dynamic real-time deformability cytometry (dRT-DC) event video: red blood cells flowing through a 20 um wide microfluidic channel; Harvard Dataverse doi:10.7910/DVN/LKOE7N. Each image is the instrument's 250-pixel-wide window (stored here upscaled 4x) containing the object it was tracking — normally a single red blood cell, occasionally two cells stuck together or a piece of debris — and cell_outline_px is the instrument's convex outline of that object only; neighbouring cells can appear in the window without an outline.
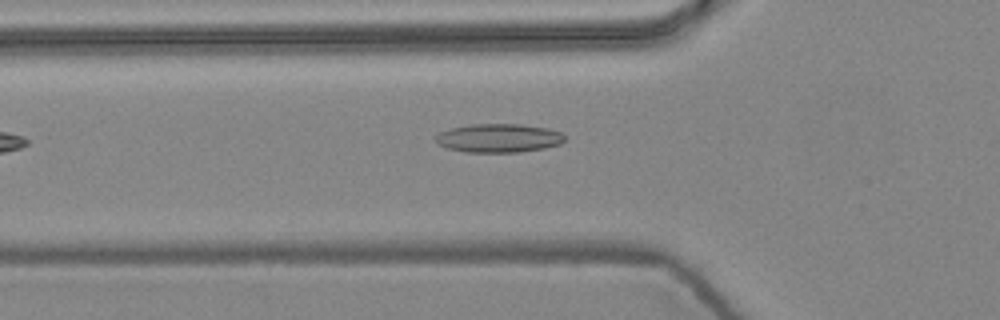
{"species": "common noctule bat (a hibernating species)", "species_latin": "Nyctalus noctula", "temperature_condition": "warm", "stored_images_in_passage": 6, "camera_frame_rate_fps": 3000, "um_per_image_px": 0.085, "animal": {"sex": "female", "body_mass_g": 24.6, "forearm_length_mm": 56.2}, "frame": {"image": 1, "passage_image": 6, "time_ms": 1.667, "image_size_px": [1000, 320], "cell_outline_px": [[564, 140], [560, 144], [544, 148], [520, 152], [464, 152], [448, 148], [436, 144], [436, 136], [440, 132], [452, 128], [468, 124], [520, 124], [548, 128], [560, 132], [564, 136]], "centroid_in_image_um": [42.38, 11.74], "position_along_channel_um": 83.4, "area_um2": 21.56}}